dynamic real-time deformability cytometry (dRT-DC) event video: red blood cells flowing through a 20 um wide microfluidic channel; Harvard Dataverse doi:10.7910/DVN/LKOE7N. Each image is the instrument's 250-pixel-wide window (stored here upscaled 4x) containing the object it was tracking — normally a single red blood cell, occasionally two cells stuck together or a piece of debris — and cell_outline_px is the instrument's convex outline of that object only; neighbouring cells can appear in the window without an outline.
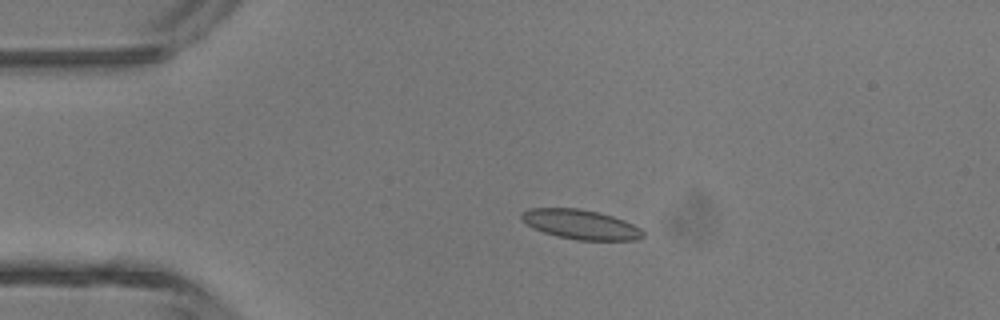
{"species": "common noctule bat (a hibernating species)", "species_latin": "Nyctalus noctula", "temperature_condition": "room temperature", "stored_images_in_passage": 3, "camera_frame_rate_fps": 3000, "um_per_image_px": 0.085, "animal": {"sex": "male", "body_mass_g": 13.3}, "frame": {"image": 1, "passage_image": 3, "time_ms": 2.333, "image_size_px": [1000, 320], "cell_outline_px": [[644, 236], [636, 240], [576, 240], [556, 236], [532, 228], [520, 220], [520, 212], [528, 208], [580, 208], [600, 212], [624, 220], [640, 228], [644, 232]], "centroid_in_image_um": [49.31, 19.07], "position_along_channel_um": 35.7, "area_um2": 21.21}}